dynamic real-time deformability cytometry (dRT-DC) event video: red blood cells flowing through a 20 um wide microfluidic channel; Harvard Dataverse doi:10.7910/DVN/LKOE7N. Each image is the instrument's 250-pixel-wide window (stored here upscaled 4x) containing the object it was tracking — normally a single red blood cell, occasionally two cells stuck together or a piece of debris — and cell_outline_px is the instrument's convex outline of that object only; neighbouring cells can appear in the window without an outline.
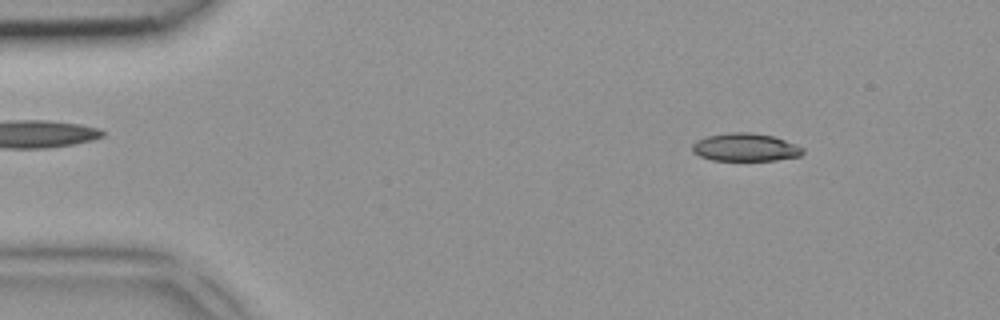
{"species": "common noctule bat (a hibernating species)", "species_latin": "Nyctalus noctula", "temperature_condition": "room temperature", "stored_images_in_passage": 4, "camera_frame_rate_fps": 3000, "um_per_image_px": 0.085, "animal": {"sex": "female", "body_mass_g": 18.4}, "frame": {"image": 1, "passage_image": 1, "time_ms": 0.0, "image_size_px": [1000, 320], "cell_outline_px": [[804, 152], [800, 156], [776, 160], [712, 160], [700, 156], [692, 152], [692, 144], [696, 140], [708, 136], [728, 132], [752, 132], [772, 136], [796, 144], [804, 148]], "centroid_in_image_um": [63.35, 12.52], "position_along_channel_um": 21.7, "area_um2": 18.03}}
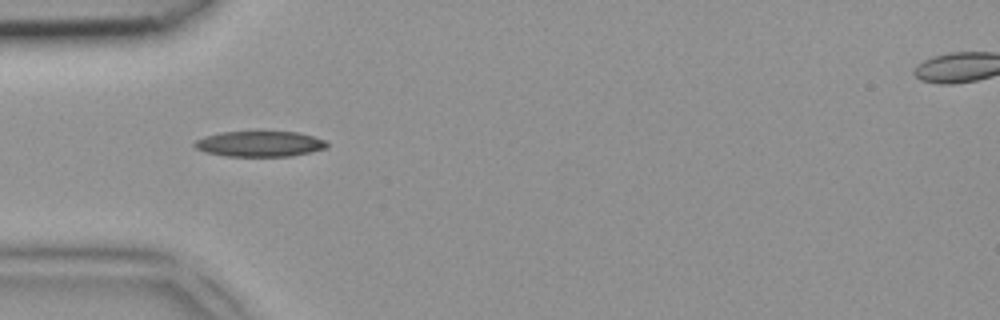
{"frame": {"image": 2, "passage_image": 3, "time_ms": 0.667, "image_size_px": [1000, 320], "cell_outline_px": [[328, 148], [292, 156], [224, 156], [204, 152], [196, 148], [192, 144], [196, 140], [204, 136], [220, 132], [296, 132], [312, 136], [324, 140], [328, 144]], "centroid_in_image_um": [22.05, 12.23], "position_along_channel_um": 63.0, "area_um2": 19.71}}